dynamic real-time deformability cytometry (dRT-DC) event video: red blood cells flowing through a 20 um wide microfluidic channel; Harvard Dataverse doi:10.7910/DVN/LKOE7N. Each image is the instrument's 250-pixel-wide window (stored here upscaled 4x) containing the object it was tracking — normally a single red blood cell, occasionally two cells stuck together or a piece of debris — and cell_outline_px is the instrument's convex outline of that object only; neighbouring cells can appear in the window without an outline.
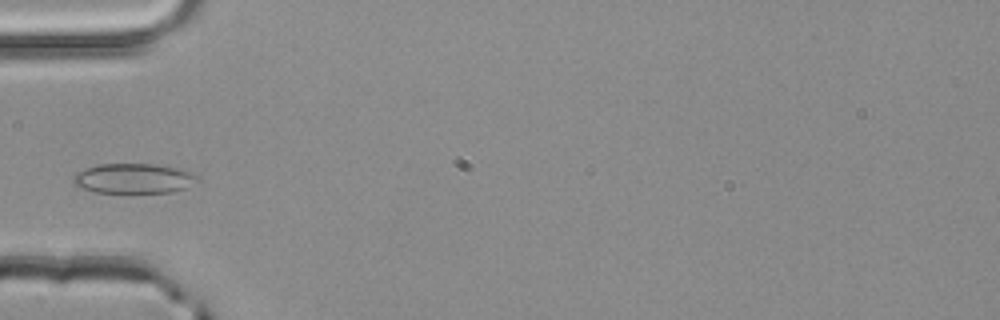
{"species": "common noctule bat (a hibernating species)", "species_latin": "Nyctalus noctula", "temperature_condition": "room temperature", "stored_images_in_passage": 3, "camera_frame_rate_fps": 3000, "um_per_image_px": 0.085, "animal": {"sex": "male", "body_mass_g": 20.4}, "frame": {"image": 1, "passage_image": 3, "time_ms": 0.667, "image_size_px": [1000, 320], "cell_outline_px": [[200, 180], [184, 188], [172, 192], [96, 192], [76, 188], [72, 180], [72, 176], [76, 172], [100, 164], [156, 164], [180, 168], [192, 172], [200, 176]], "centroid_in_image_um": [11.36, 15.16], "position_along_channel_um": 73.6, "area_um2": 21.85}}